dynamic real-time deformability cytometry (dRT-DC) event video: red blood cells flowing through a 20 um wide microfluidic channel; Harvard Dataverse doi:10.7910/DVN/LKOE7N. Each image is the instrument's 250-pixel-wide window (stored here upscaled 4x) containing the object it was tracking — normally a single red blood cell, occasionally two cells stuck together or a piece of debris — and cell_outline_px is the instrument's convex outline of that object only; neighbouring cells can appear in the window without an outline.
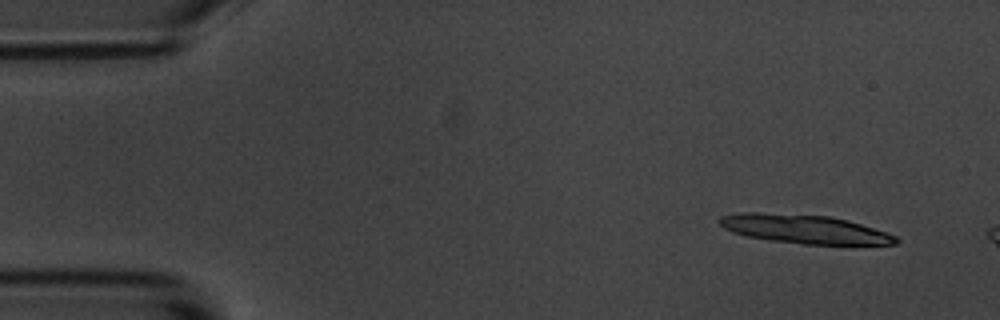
{"species": "common noctule bat (a hibernating species)", "species_latin": "Nyctalus noctula", "temperature_condition": "room temperature", "stored_images_in_passage": 3, "camera_frame_rate_fps": 3000, "um_per_image_px": 0.085, "animal": {"sex": "male", "body_mass_g": 20.1, "forearm_length_mm": 53.5}, "frame": {"image": 1, "passage_image": 1, "time_ms": 0.0, "image_size_px": [1000, 320], "cell_outline_px": [[900, 240], [896, 244], [804, 244], [772, 240], [748, 236], [732, 232], [724, 228], [720, 224], [720, 216], [740, 212], [756, 212], [828, 216], [848, 220], [896, 236]], "centroid_in_image_um": [68.35, 19.46], "position_along_channel_um": 16.7, "area_um2": 29.07}}